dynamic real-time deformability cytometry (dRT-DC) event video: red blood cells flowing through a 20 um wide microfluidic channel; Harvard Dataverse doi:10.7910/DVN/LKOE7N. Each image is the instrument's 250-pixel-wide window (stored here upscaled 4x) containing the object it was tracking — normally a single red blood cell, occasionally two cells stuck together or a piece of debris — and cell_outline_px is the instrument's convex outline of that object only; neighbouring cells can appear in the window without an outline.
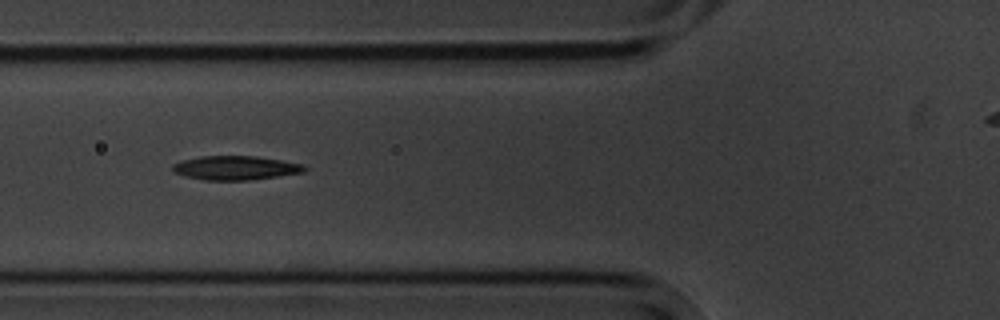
{"species": "common noctule bat (a hibernating species)", "species_latin": "Nyctalus noctula", "temperature_condition": "cold", "stored_images_in_passage": 13, "camera_frame_rate_fps": 3000, "um_per_image_px": 0.085, "animal": {"sex": "male", "body_mass_g": 20.1, "forearm_length_mm": 53.5}, "frame": {"image": 1, "passage_image": 3, "time_ms": 2.333, "image_size_px": [1000, 320], "cell_outline_px": [[308, 168], [304, 172], [248, 180], [204, 180], [184, 176], [172, 172], [172, 164], [184, 160], [200, 156], [256, 156], [304, 164]], "centroid_in_image_um": [20.0, 14.27], "position_along_channel_um": 105.8, "area_um2": 18.44}}
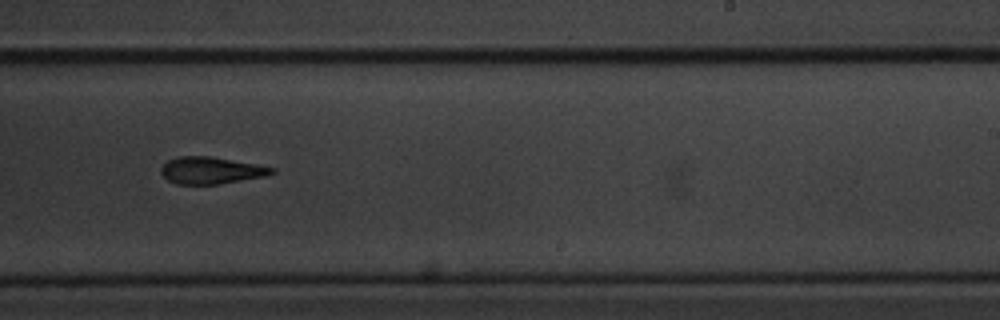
{"frame": {"image": 2, "passage_image": 7, "time_ms": 7.0, "image_size_px": [1000, 320], "cell_outline_px": [[276, 172], [264, 176], [216, 184], [176, 184], [168, 180], [160, 172], [160, 168], [168, 160], [180, 156], [212, 156], [256, 164], [276, 168]], "centroid_in_image_um": [17.92, 14.47], "position_along_channel_um": 271.1, "area_um2": 17.28}}
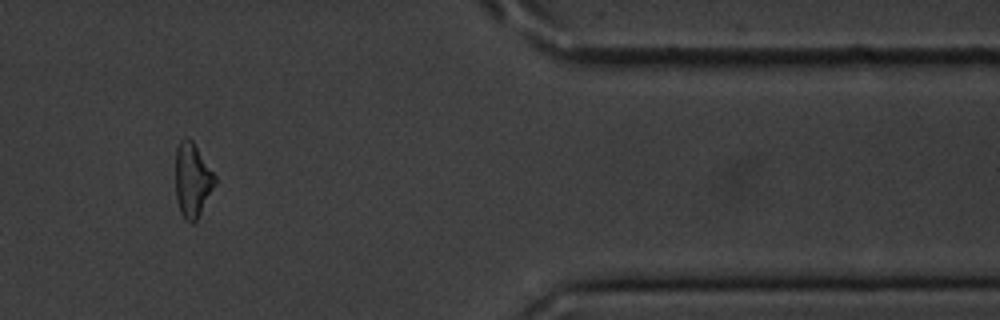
{"frame": {"image": 3, "passage_image": 10, "time_ms": 11.333, "image_size_px": [1000, 320], "cell_outline_px": [[216, 184], [196, 220], [192, 224], [180, 212], [176, 200], [176, 148], [180, 140], [192, 140], [216, 176]], "centroid_in_image_um": [16.36, 15.31], "position_along_channel_um": 395.0, "area_um2": 16.76}, "authors_computed_cell_mechanics": {"area_um2": 18.4382, "velocity_mm_per_s": 3.5322, "shape_relaxation_time_tau1_ms": 4.922, "shape_relaxation_time_tau2_ms": null, "deformation_change_tau1": 0.1381, "deformation_change_tau2": null}}